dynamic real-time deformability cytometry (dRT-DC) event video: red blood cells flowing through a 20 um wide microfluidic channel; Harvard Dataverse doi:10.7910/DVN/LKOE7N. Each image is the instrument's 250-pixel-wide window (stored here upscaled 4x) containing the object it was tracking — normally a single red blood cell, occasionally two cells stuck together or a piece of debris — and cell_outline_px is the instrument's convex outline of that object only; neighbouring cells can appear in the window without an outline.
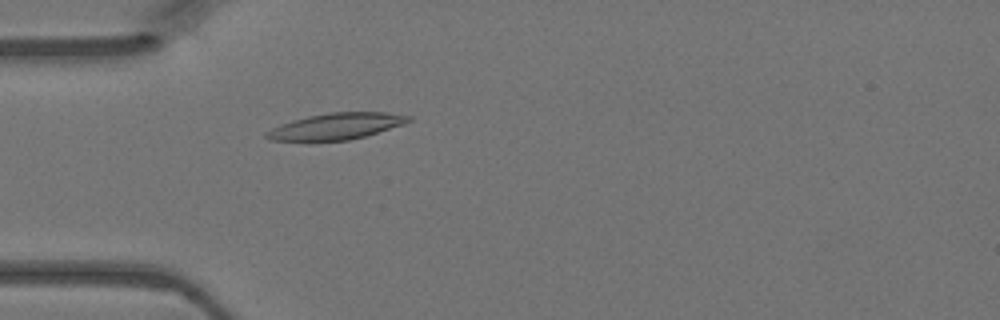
{"species": "Egyptian fruit bat (a non-hibernating species)", "species_latin": "Rousettus aegyptiacus", "temperature_condition": "warm", "stored_images_in_passage": 43, "camera_frame_rate_fps": 3000, "um_per_image_px": 0.085, "animal": {"sex": "female"}, "frame": {"image": 1, "passage_image": 10, "time_ms": 3.0, "image_size_px": [1000, 320], "cell_outline_px": [[412, 120], [404, 124], [364, 136], [348, 140], [268, 140], [264, 136], [264, 132], [280, 124], [292, 120], [308, 116], [328, 112], [384, 112], [412, 116]], "centroid_in_image_um": [28.57, 10.72], "position_along_channel_um": 56.4, "area_um2": 21.62}}
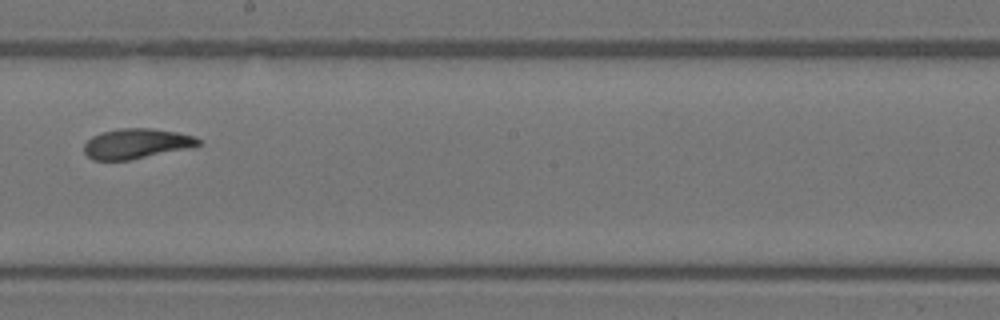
{"frame": {"image": 2, "passage_image": 23, "time_ms": 7.333, "image_size_px": [1000, 320], "cell_outline_px": [[200, 144], [192, 148], [128, 160], [92, 160], [84, 152], [84, 144], [92, 136], [100, 132], [120, 128], [152, 128], [176, 132], [192, 136], [200, 140]], "centroid_in_image_um": [11.58, 12.21], "position_along_channel_um": 236.6, "area_um2": 20.06}}
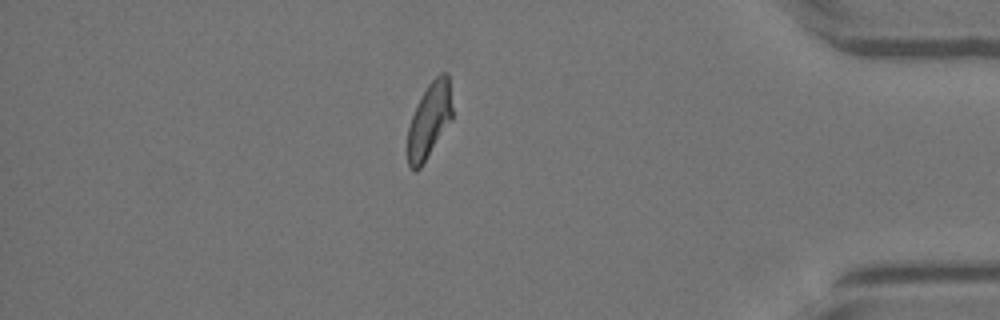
{"frame": {"image": 3, "passage_image": 37, "time_ms": 12.0, "image_size_px": [1000, 320], "cell_outline_px": [[452, 120], [420, 168], [416, 172], [412, 172], [408, 164], [408, 128], [412, 116], [428, 84], [440, 72], [448, 72], [452, 108]], "centroid_in_image_um": [36.5, 10.25], "position_along_channel_um": 398.7, "area_um2": 19.42}}